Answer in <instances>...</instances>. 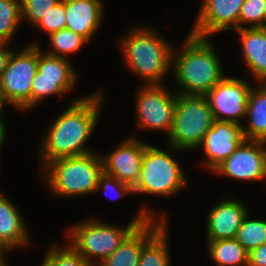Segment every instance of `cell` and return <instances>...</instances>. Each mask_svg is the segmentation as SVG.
<instances>
[{
    "mask_svg": "<svg viewBox=\"0 0 266 266\" xmlns=\"http://www.w3.org/2000/svg\"><path fill=\"white\" fill-rule=\"evenodd\" d=\"M102 93V90H99L88 96L73 99L51 123L42 137L39 148L40 170L55 159L93 152L87 147V143L98 125L104 98Z\"/></svg>",
    "mask_w": 266,
    "mask_h": 266,
    "instance_id": "6da1fadb",
    "label": "cell"
},
{
    "mask_svg": "<svg viewBox=\"0 0 266 266\" xmlns=\"http://www.w3.org/2000/svg\"><path fill=\"white\" fill-rule=\"evenodd\" d=\"M211 38L188 33L180 51L174 46L172 71L181 95H206L224 77V67Z\"/></svg>",
    "mask_w": 266,
    "mask_h": 266,
    "instance_id": "7a4b0ae2",
    "label": "cell"
},
{
    "mask_svg": "<svg viewBox=\"0 0 266 266\" xmlns=\"http://www.w3.org/2000/svg\"><path fill=\"white\" fill-rule=\"evenodd\" d=\"M117 44L125 65L145 85L162 84L168 72H172L174 45L159 35L157 29L132 26Z\"/></svg>",
    "mask_w": 266,
    "mask_h": 266,
    "instance_id": "3957f363",
    "label": "cell"
},
{
    "mask_svg": "<svg viewBox=\"0 0 266 266\" xmlns=\"http://www.w3.org/2000/svg\"><path fill=\"white\" fill-rule=\"evenodd\" d=\"M157 214L143 204L136 217L124 228L90 217L71 225L66 232L69 238L66 241L91 266H97L110 256L139 224L149 219H168L166 213Z\"/></svg>",
    "mask_w": 266,
    "mask_h": 266,
    "instance_id": "277c9868",
    "label": "cell"
},
{
    "mask_svg": "<svg viewBox=\"0 0 266 266\" xmlns=\"http://www.w3.org/2000/svg\"><path fill=\"white\" fill-rule=\"evenodd\" d=\"M42 170L45 171L46 186L53 195L83 196L95 192L103 173V164L100 154L93 151L85 155L55 159Z\"/></svg>",
    "mask_w": 266,
    "mask_h": 266,
    "instance_id": "5b68a950",
    "label": "cell"
},
{
    "mask_svg": "<svg viewBox=\"0 0 266 266\" xmlns=\"http://www.w3.org/2000/svg\"><path fill=\"white\" fill-rule=\"evenodd\" d=\"M163 150L146 143V150L141 163L139 180L133 187L135 194L154 196H172L188 186V178L177 160L171 155L180 151L172 146Z\"/></svg>",
    "mask_w": 266,
    "mask_h": 266,
    "instance_id": "8992f818",
    "label": "cell"
},
{
    "mask_svg": "<svg viewBox=\"0 0 266 266\" xmlns=\"http://www.w3.org/2000/svg\"><path fill=\"white\" fill-rule=\"evenodd\" d=\"M214 121L205 95L177 94L175 115L167 136V145L183 151L198 149Z\"/></svg>",
    "mask_w": 266,
    "mask_h": 266,
    "instance_id": "52a82bcc",
    "label": "cell"
},
{
    "mask_svg": "<svg viewBox=\"0 0 266 266\" xmlns=\"http://www.w3.org/2000/svg\"><path fill=\"white\" fill-rule=\"evenodd\" d=\"M33 42L19 53L13 51L0 77L4 98L14 109L23 112L32 110V81L38 68V43Z\"/></svg>",
    "mask_w": 266,
    "mask_h": 266,
    "instance_id": "ba28073f",
    "label": "cell"
},
{
    "mask_svg": "<svg viewBox=\"0 0 266 266\" xmlns=\"http://www.w3.org/2000/svg\"><path fill=\"white\" fill-rule=\"evenodd\" d=\"M137 91L135 109L136 129L171 131L176 109L177 93L171 92L163 84L142 85Z\"/></svg>",
    "mask_w": 266,
    "mask_h": 266,
    "instance_id": "9c48e42d",
    "label": "cell"
},
{
    "mask_svg": "<svg viewBox=\"0 0 266 266\" xmlns=\"http://www.w3.org/2000/svg\"><path fill=\"white\" fill-rule=\"evenodd\" d=\"M253 85L244 78L225 76L206 95L215 120L242 125Z\"/></svg>",
    "mask_w": 266,
    "mask_h": 266,
    "instance_id": "30bf717a",
    "label": "cell"
},
{
    "mask_svg": "<svg viewBox=\"0 0 266 266\" xmlns=\"http://www.w3.org/2000/svg\"><path fill=\"white\" fill-rule=\"evenodd\" d=\"M241 181L266 180V142L245 140L212 173Z\"/></svg>",
    "mask_w": 266,
    "mask_h": 266,
    "instance_id": "8fae6325",
    "label": "cell"
},
{
    "mask_svg": "<svg viewBox=\"0 0 266 266\" xmlns=\"http://www.w3.org/2000/svg\"><path fill=\"white\" fill-rule=\"evenodd\" d=\"M245 0H203L191 35L209 38L224 30L239 29L240 9Z\"/></svg>",
    "mask_w": 266,
    "mask_h": 266,
    "instance_id": "7c38bea8",
    "label": "cell"
},
{
    "mask_svg": "<svg viewBox=\"0 0 266 266\" xmlns=\"http://www.w3.org/2000/svg\"><path fill=\"white\" fill-rule=\"evenodd\" d=\"M245 140L243 125L215 120L198 147L202 148L205 154V159L201 161L202 167L213 171Z\"/></svg>",
    "mask_w": 266,
    "mask_h": 266,
    "instance_id": "4fadbf2b",
    "label": "cell"
},
{
    "mask_svg": "<svg viewBox=\"0 0 266 266\" xmlns=\"http://www.w3.org/2000/svg\"><path fill=\"white\" fill-rule=\"evenodd\" d=\"M132 136L118 144L109 154L100 157L103 172L133 188L139 180L146 143Z\"/></svg>",
    "mask_w": 266,
    "mask_h": 266,
    "instance_id": "5bb4252c",
    "label": "cell"
},
{
    "mask_svg": "<svg viewBox=\"0 0 266 266\" xmlns=\"http://www.w3.org/2000/svg\"><path fill=\"white\" fill-rule=\"evenodd\" d=\"M248 206L235 198H223L207 214L206 241L233 239L242 220L250 212Z\"/></svg>",
    "mask_w": 266,
    "mask_h": 266,
    "instance_id": "9a60e30c",
    "label": "cell"
},
{
    "mask_svg": "<svg viewBox=\"0 0 266 266\" xmlns=\"http://www.w3.org/2000/svg\"><path fill=\"white\" fill-rule=\"evenodd\" d=\"M164 220L149 219L139 224L121 245L97 266H138L143 245L165 224Z\"/></svg>",
    "mask_w": 266,
    "mask_h": 266,
    "instance_id": "2e32d148",
    "label": "cell"
},
{
    "mask_svg": "<svg viewBox=\"0 0 266 266\" xmlns=\"http://www.w3.org/2000/svg\"><path fill=\"white\" fill-rule=\"evenodd\" d=\"M66 28L84 36L89 42L104 17L102 0H64Z\"/></svg>",
    "mask_w": 266,
    "mask_h": 266,
    "instance_id": "e0dca14e",
    "label": "cell"
},
{
    "mask_svg": "<svg viewBox=\"0 0 266 266\" xmlns=\"http://www.w3.org/2000/svg\"><path fill=\"white\" fill-rule=\"evenodd\" d=\"M241 41L242 55L248 72L259 83L266 82V29L246 27L234 30Z\"/></svg>",
    "mask_w": 266,
    "mask_h": 266,
    "instance_id": "ac0fdd59",
    "label": "cell"
},
{
    "mask_svg": "<svg viewBox=\"0 0 266 266\" xmlns=\"http://www.w3.org/2000/svg\"><path fill=\"white\" fill-rule=\"evenodd\" d=\"M24 222L17 206L0 192V248L11 251L29 244Z\"/></svg>",
    "mask_w": 266,
    "mask_h": 266,
    "instance_id": "d6986e66",
    "label": "cell"
},
{
    "mask_svg": "<svg viewBox=\"0 0 266 266\" xmlns=\"http://www.w3.org/2000/svg\"><path fill=\"white\" fill-rule=\"evenodd\" d=\"M259 85L250 92L243 132L246 140L266 142V82Z\"/></svg>",
    "mask_w": 266,
    "mask_h": 266,
    "instance_id": "ffe728a7",
    "label": "cell"
},
{
    "mask_svg": "<svg viewBox=\"0 0 266 266\" xmlns=\"http://www.w3.org/2000/svg\"><path fill=\"white\" fill-rule=\"evenodd\" d=\"M206 242L209 257L218 266L248 265V252L236 238Z\"/></svg>",
    "mask_w": 266,
    "mask_h": 266,
    "instance_id": "44dd1931",
    "label": "cell"
},
{
    "mask_svg": "<svg viewBox=\"0 0 266 266\" xmlns=\"http://www.w3.org/2000/svg\"><path fill=\"white\" fill-rule=\"evenodd\" d=\"M79 74L71 61L46 54L38 44L37 79L78 80Z\"/></svg>",
    "mask_w": 266,
    "mask_h": 266,
    "instance_id": "7402d4cb",
    "label": "cell"
},
{
    "mask_svg": "<svg viewBox=\"0 0 266 266\" xmlns=\"http://www.w3.org/2000/svg\"><path fill=\"white\" fill-rule=\"evenodd\" d=\"M167 229L165 223L143 245L138 266H171Z\"/></svg>",
    "mask_w": 266,
    "mask_h": 266,
    "instance_id": "603a6c76",
    "label": "cell"
},
{
    "mask_svg": "<svg viewBox=\"0 0 266 266\" xmlns=\"http://www.w3.org/2000/svg\"><path fill=\"white\" fill-rule=\"evenodd\" d=\"M48 39L52 49L45 53L66 59L69 54L78 52L89 42L84 36L67 28L49 34Z\"/></svg>",
    "mask_w": 266,
    "mask_h": 266,
    "instance_id": "cb8c5ba5",
    "label": "cell"
},
{
    "mask_svg": "<svg viewBox=\"0 0 266 266\" xmlns=\"http://www.w3.org/2000/svg\"><path fill=\"white\" fill-rule=\"evenodd\" d=\"M249 216L250 212L242 220L235 237L248 253L266 243V220Z\"/></svg>",
    "mask_w": 266,
    "mask_h": 266,
    "instance_id": "d4e9b609",
    "label": "cell"
},
{
    "mask_svg": "<svg viewBox=\"0 0 266 266\" xmlns=\"http://www.w3.org/2000/svg\"><path fill=\"white\" fill-rule=\"evenodd\" d=\"M21 22V0H0V43L9 44Z\"/></svg>",
    "mask_w": 266,
    "mask_h": 266,
    "instance_id": "484cf974",
    "label": "cell"
},
{
    "mask_svg": "<svg viewBox=\"0 0 266 266\" xmlns=\"http://www.w3.org/2000/svg\"><path fill=\"white\" fill-rule=\"evenodd\" d=\"M78 80H48L37 79V72L32 81V109L48 96L64 97V94L73 91Z\"/></svg>",
    "mask_w": 266,
    "mask_h": 266,
    "instance_id": "4316f807",
    "label": "cell"
},
{
    "mask_svg": "<svg viewBox=\"0 0 266 266\" xmlns=\"http://www.w3.org/2000/svg\"><path fill=\"white\" fill-rule=\"evenodd\" d=\"M60 247L53 242L46 251L41 266H91L69 243Z\"/></svg>",
    "mask_w": 266,
    "mask_h": 266,
    "instance_id": "83f0119b",
    "label": "cell"
},
{
    "mask_svg": "<svg viewBox=\"0 0 266 266\" xmlns=\"http://www.w3.org/2000/svg\"><path fill=\"white\" fill-rule=\"evenodd\" d=\"M265 9L266 0H245L240 9L239 29L246 28V24L250 28H262Z\"/></svg>",
    "mask_w": 266,
    "mask_h": 266,
    "instance_id": "f1b7e54d",
    "label": "cell"
},
{
    "mask_svg": "<svg viewBox=\"0 0 266 266\" xmlns=\"http://www.w3.org/2000/svg\"><path fill=\"white\" fill-rule=\"evenodd\" d=\"M37 30H45L47 35L66 28V14L64 0H60L35 26Z\"/></svg>",
    "mask_w": 266,
    "mask_h": 266,
    "instance_id": "f546056e",
    "label": "cell"
},
{
    "mask_svg": "<svg viewBox=\"0 0 266 266\" xmlns=\"http://www.w3.org/2000/svg\"><path fill=\"white\" fill-rule=\"evenodd\" d=\"M60 0H21L22 22L27 20L34 27L49 9Z\"/></svg>",
    "mask_w": 266,
    "mask_h": 266,
    "instance_id": "4dcf8cb0",
    "label": "cell"
},
{
    "mask_svg": "<svg viewBox=\"0 0 266 266\" xmlns=\"http://www.w3.org/2000/svg\"><path fill=\"white\" fill-rule=\"evenodd\" d=\"M102 190L107 197L109 196L110 192H112V193L114 192L113 198H115V199L121 198L122 196H126V194H132L133 193V188L129 184L121 182L117 178H115L114 176L109 175L105 172H103L100 175L99 180H98V184H97V188H96L94 194H96L99 191L101 193Z\"/></svg>",
    "mask_w": 266,
    "mask_h": 266,
    "instance_id": "1f68e13d",
    "label": "cell"
},
{
    "mask_svg": "<svg viewBox=\"0 0 266 266\" xmlns=\"http://www.w3.org/2000/svg\"><path fill=\"white\" fill-rule=\"evenodd\" d=\"M247 266H266V243L248 253Z\"/></svg>",
    "mask_w": 266,
    "mask_h": 266,
    "instance_id": "d6a6232c",
    "label": "cell"
},
{
    "mask_svg": "<svg viewBox=\"0 0 266 266\" xmlns=\"http://www.w3.org/2000/svg\"><path fill=\"white\" fill-rule=\"evenodd\" d=\"M14 49L8 48V43H0V77L7 67L8 61Z\"/></svg>",
    "mask_w": 266,
    "mask_h": 266,
    "instance_id": "836d02e7",
    "label": "cell"
},
{
    "mask_svg": "<svg viewBox=\"0 0 266 266\" xmlns=\"http://www.w3.org/2000/svg\"><path fill=\"white\" fill-rule=\"evenodd\" d=\"M6 136H7V126L6 123L3 121V118H0V149L4 145Z\"/></svg>",
    "mask_w": 266,
    "mask_h": 266,
    "instance_id": "e575fe53",
    "label": "cell"
},
{
    "mask_svg": "<svg viewBox=\"0 0 266 266\" xmlns=\"http://www.w3.org/2000/svg\"><path fill=\"white\" fill-rule=\"evenodd\" d=\"M5 103L8 104V102L4 98L3 92L0 89V118H3L2 116L4 114Z\"/></svg>",
    "mask_w": 266,
    "mask_h": 266,
    "instance_id": "d590c367",
    "label": "cell"
},
{
    "mask_svg": "<svg viewBox=\"0 0 266 266\" xmlns=\"http://www.w3.org/2000/svg\"><path fill=\"white\" fill-rule=\"evenodd\" d=\"M4 252L7 253L8 251L3 248H0V266H8V262L6 260V257L4 256Z\"/></svg>",
    "mask_w": 266,
    "mask_h": 266,
    "instance_id": "8d00e7d4",
    "label": "cell"
},
{
    "mask_svg": "<svg viewBox=\"0 0 266 266\" xmlns=\"http://www.w3.org/2000/svg\"><path fill=\"white\" fill-rule=\"evenodd\" d=\"M262 28L266 29V9H265V13H264L263 21H262Z\"/></svg>",
    "mask_w": 266,
    "mask_h": 266,
    "instance_id": "74e56055",
    "label": "cell"
}]
</instances>
